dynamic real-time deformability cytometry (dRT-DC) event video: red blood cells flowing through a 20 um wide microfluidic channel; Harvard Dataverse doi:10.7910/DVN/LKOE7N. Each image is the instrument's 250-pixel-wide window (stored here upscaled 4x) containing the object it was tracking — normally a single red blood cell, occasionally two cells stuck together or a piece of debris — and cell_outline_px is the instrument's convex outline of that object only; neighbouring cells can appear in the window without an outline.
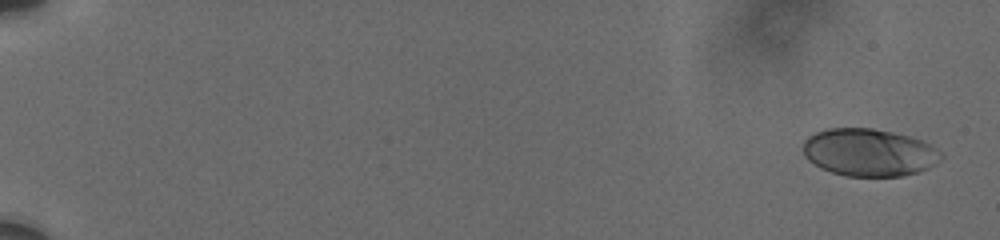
{"species": "human", "species_latin": "Homo sapiens", "temperature_condition": "cold", "stored_images_in_passage": 45, "camera_frame_rate_fps": 3000, "um_per_image_px": 0.085, "donor": {"sex": "male"}, "frame": {"image": 1, "passage_image": 2, "time_ms": 0.333, "image_size_px": [1000, 240], "cell_outline_px": [[944, 156], [936, 164], [920, 172], [904, 176], [844, 176], [820, 168], [808, 160], [804, 156], [804, 140], [808, 136], [816, 132], [828, 128], [872, 128], [892, 132], [908, 136], [932, 144], [944, 152]], "centroid_in_image_um": [73.91, 12.96], "position_along_channel_um": 11.1, "area_um2": 38.61}}
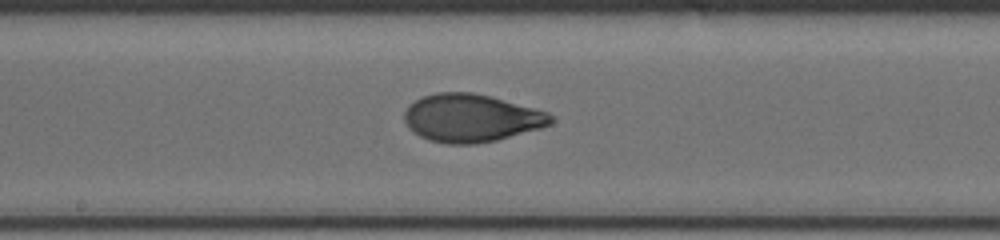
{"frame": {"image": 2, "passage_image": 26, "time_ms": 11.0, "image_size_px": [1000, 240], "cell_outline_px": [[556, 120], [552, 124], [540, 128], [496, 140], [476, 144], [448, 144], [428, 140], [412, 132], [408, 128], [404, 120], [404, 112], [416, 100], [424, 96], [436, 92], [472, 92], [488, 96], [548, 112]], "centroid_in_image_um": [40.04, 10.04], "position_along_channel_um": 208.2, "area_um2": 40.69}}
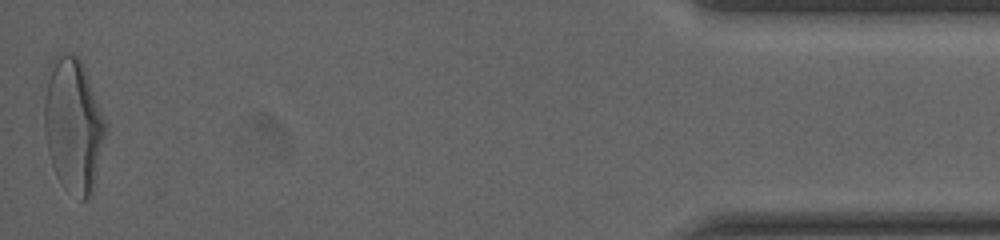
{"frame": {"image": 3, "passage_image": 45, "time_ms": 19.0, "image_size_px": [1000, 240], "cell_outline_px": [[108, 124], [92, 192], [88, 200], [80, 200], [56, 176], [48, 152], [44, 128], [44, 96], [52, 60], [56, 56], [76, 56], [80, 60]], "centroid_in_image_um": [6.24, 10.68], "position_along_channel_um": 429.0, "area_um2": 47.05}, "authors_computed_cell_mechanics": {"area_um2": 39.882, "velocity_mm_per_s": 3.7028, "shape_relaxation_time_tau1_ms": 5.287, "shape_relaxation_time_tau2_ms": 1.0396, "deformation_change_tau1": 0.2103, "deformation_change_tau2": 0.0579}}